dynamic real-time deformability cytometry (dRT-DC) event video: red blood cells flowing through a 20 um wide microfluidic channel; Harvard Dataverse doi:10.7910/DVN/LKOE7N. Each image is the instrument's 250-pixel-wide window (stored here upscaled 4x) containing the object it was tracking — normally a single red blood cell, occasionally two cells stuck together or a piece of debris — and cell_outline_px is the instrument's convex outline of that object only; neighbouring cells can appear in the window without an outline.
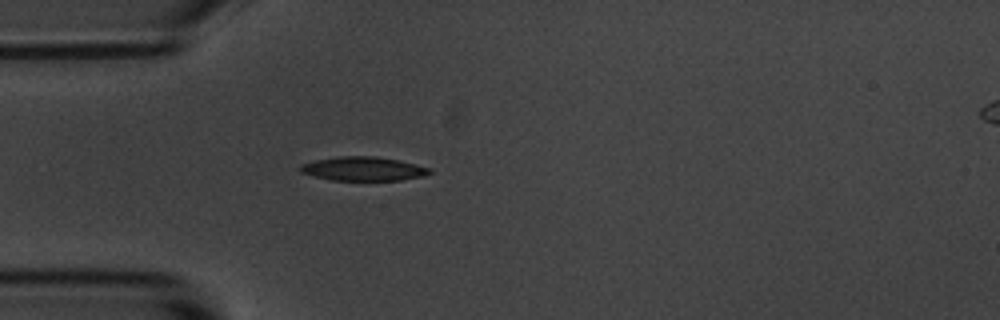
{"species": "common noctule bat (a hibernating species)", "species_latin": "Nyctalus noctula", "temperature_condition": "room temperature", "stored_images_in_passage": 3, "camera_frame_rate_fps": 3000, "um_per_image_px": 0.085, "animal": {"sex": "male", "body_mass_g": 20.1, "forearm_length_mm": 53.5}, "frame": {"image": 1, "passage_image": 3, "time_ms": 3.0, "image_size_px": [1000, 320], "cell_outline_px": [[432, 172], [424, 176], [400, 180], [332, 180], [300, 172], [300, 164], [312, 160], [340, 156], [376, 156], [416, 164], [432, 168]], "centroid_in_image_um": [30.88, 14.34], "position_along_channel_um": 54.1, "area_um2": 18.03}}